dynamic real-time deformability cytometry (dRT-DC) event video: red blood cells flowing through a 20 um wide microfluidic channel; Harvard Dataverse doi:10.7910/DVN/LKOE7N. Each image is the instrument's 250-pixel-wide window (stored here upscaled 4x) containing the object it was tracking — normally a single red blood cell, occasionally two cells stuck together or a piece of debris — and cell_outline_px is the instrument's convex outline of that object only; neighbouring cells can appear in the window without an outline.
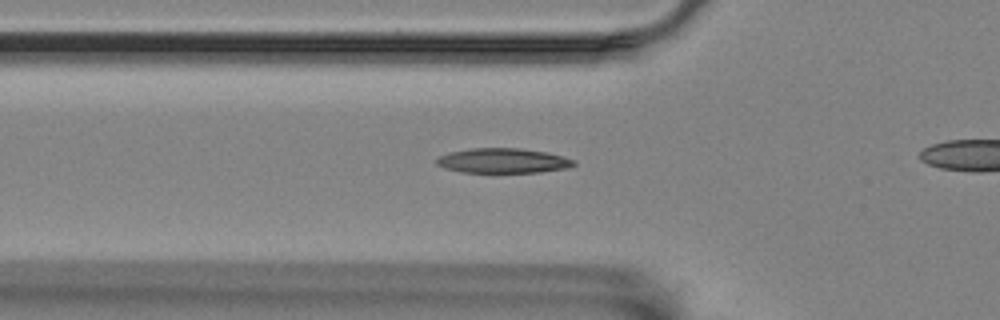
{"species": "Egyptian fruit bat (a non-hibernating species)", "species_latin": "Rousettus aegyptiacus", "temperature_condition": "room temperature", "stored_images_in_passage": 42, "camera_frame_rate_fps": 3000, "um_per_image_px": 0.085, "animal": {"sex": "female"}, "frame": {"image": 1, "passage_image": 15, "time_ms": 4.667, "image_size_px": [1000, 320], "cell_outline_px": [[576, 164], [568, 168], [540, 172], [460, 172], [444, 168], [436, 164], [436, 160], [440, 156], [452, 152], [472, 148], [520, 148], [548, 152], [576, 160]], "centroid_in_image_um": [42.79, 13.66], "position_along_channel_um": 83.0, "area_um2": 19.83}}
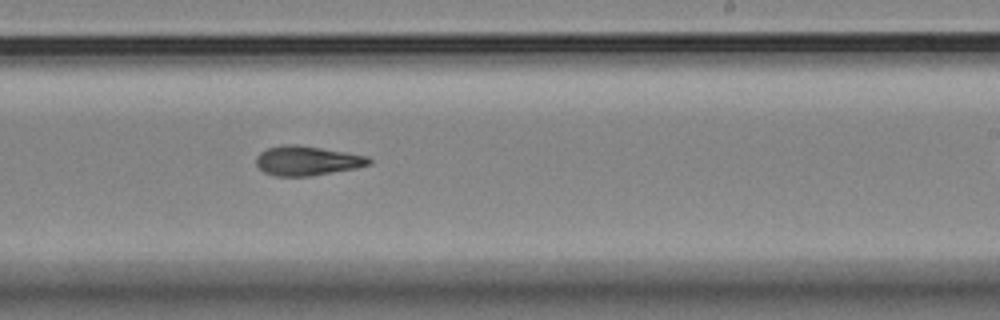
{"frame": {"image": 2, "passage_image": 30, "time_ms": 9.667, "image_size_px": [1000, 320], "cell_outline_px": [[372, 164], [356, 168], [312, 176], [276, 176], [264, 172], [256, 164], [256, 156], [260, 152], [268, 148], [284, 144], [296, 144], [368, 156], [372, 160]], "centroid_in_image_um": [26.11, 13.66], "position_along_channel_um": 262.9, "area_um2": 19.36}}
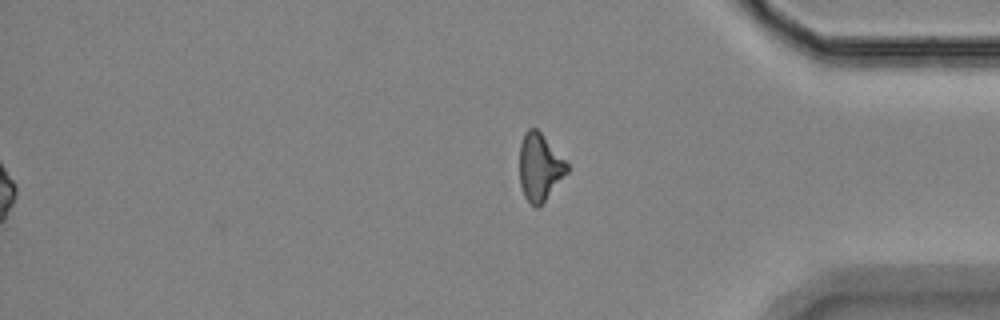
{"frame": {"image": 3, "passage_image": 42, "time_ms": 13.667, "image_size_px": [1000, 320], "cell_outline_px": [[568, 172], [544, 200], [536, 208], [524, 196], [520, 184], [520, 144], [524, 132], [528, 128], [536, 128], [540, 132], [568, 164]], "centroid_in_image_um": [45.85, 14.18], "position_along_channel_um": 389.3, "area_um2": 18.21}, "authors_computed_cell_mechanics": {"area_um2": 19.1607, "velocity_mm_per_s": 3.5781, "shape_relaxation_time_tau1_ms": 4.6651, "shape_relaxation_time_tau2_ms": 5.4268, "deformation_change_tau1": 0.142, "deformation_change_tau2": 0.1257}}